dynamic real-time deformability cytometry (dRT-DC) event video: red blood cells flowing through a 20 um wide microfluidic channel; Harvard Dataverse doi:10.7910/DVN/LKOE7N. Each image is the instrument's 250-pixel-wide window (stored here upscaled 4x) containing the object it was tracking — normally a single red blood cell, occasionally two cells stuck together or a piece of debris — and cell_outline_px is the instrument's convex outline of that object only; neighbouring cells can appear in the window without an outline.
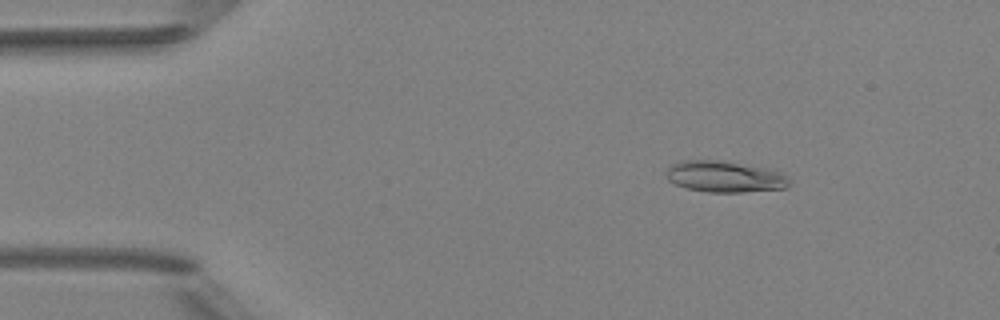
{"species": "Egyptian fruit bat (a non-hibernating species)", "species_latin": "Rousettus aegyptiacus", "temperature_condition": "room temperature", "stored_images_in_passage": 5, "camera_frame_rate_fps": 3000, "um_per_image_px": 0.085, "animal": {"sex": "female"}, "frame": {"image": 1, "passage_image": 3, "time_ms": 2.333, "image_size_px": [1000, 320], "cell_outline_px": [[792, 184], [788, 188], [744, 192], [708, 192], [688, 188], [676, 184], [668, 180], [668, 168], [672, 164], [680, 160], [720, 160], [768, 168], [780, 172], [788, 176]], "centroid_in_image_um": [61.67, 15.01], "position_along_channel_um": 23.3, "area_um2": 22.54}}